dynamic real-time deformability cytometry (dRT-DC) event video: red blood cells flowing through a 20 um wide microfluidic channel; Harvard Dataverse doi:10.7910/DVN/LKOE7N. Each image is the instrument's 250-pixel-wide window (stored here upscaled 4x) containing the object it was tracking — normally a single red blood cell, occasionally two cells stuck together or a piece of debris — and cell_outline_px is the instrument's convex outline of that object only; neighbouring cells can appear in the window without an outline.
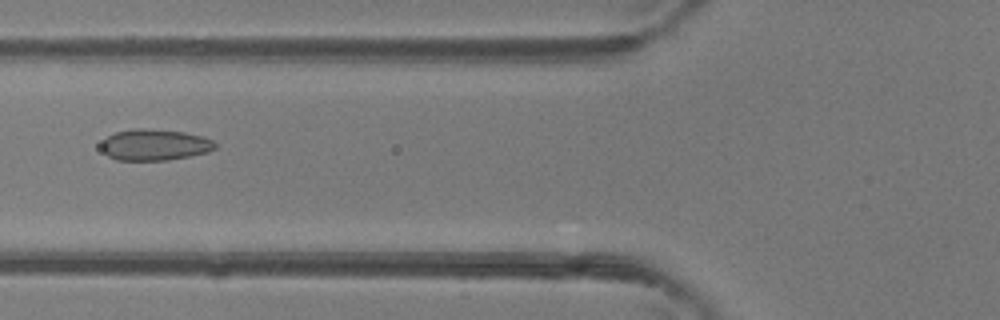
{"species": "common noctule bat (a hibernating species)", "species_latin": "Nyctalus noctula", "temperature_condition": "room temperature", "stored_images_in_passage": 39, "camera_frame_rate_fps": 3000, "um_per_image_px": 0.085, "animal": {"sex": "female"}, "frame": {"image": 1, "passage_image": 10, "time_ms": 3.0, "image_size_px": [1000, 320], "cell_outline_px": [[216, 148], [208, 152], [168, 160], [116, 160], [108, 156], [100, 148], [100, 144], [108, 136], [116, 132], [132, 128], [144, 128], [184, 132], [204, 136], [212, 140], [216, 144]], "centroid_in_image_um": [13.14, 12.3], "position_along_channel_um": 112.7, "area_um2": 20.81}}
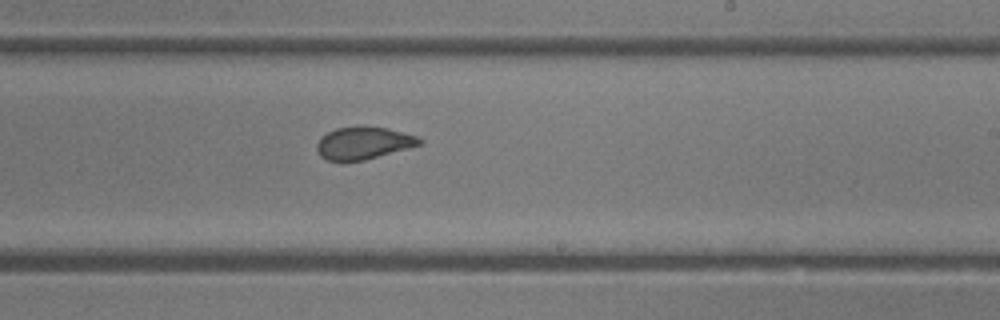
{"frame": {"image": 2, "passage_image": 20, "time_ms": 6.333, "image_size_px": [1000, 320], "cell_outline_px": [[424, 144], [364, 160], [324, 160], [320, 156], [316, 148], [316, 144], [320, 136], [336, 128], [388, 128], [416, 136], [424, 140]], "centroid_in_image_um": [30.9, 12.18], "position_along_channel_um": 258.1, "area_um2": 19.02}}
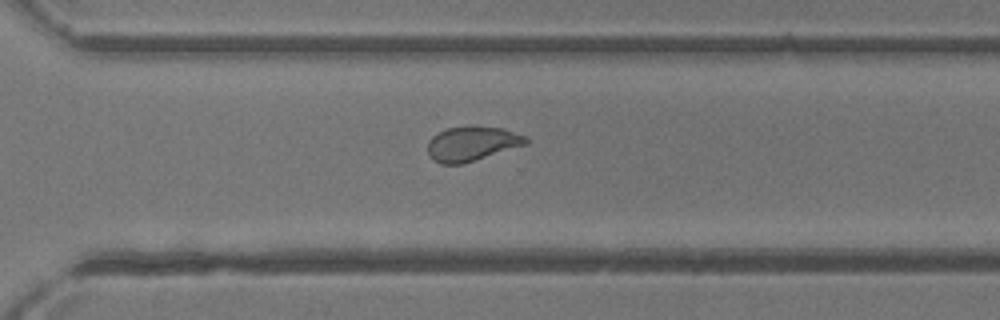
{"frame": {"image": 3, "passage_image": 25, "time_ms": 8.0, "image_size_px": [1000, 320], "cell_outline_px": [[528, 144], [464, 164], [440, 164], [432, 160], [428, 152], [428, 140], [432, 136], [448, 128], [472, 124], [504, 128], [524, 136], [528, 140]], "centroid_in_image_um": [40.11, 12.2], "position_along_channel_um": 330.5, "area_um2": 20.23}, "authors_computed_cell_mechanics": {"area_um2": 20.5768, "velocity_mm_per_s": 4.3589, "shape_relaxation_time_tau1_ms": 7.3623, "shape_relaxation_time_tau2_ms": 0.753, "deformation_change_tau1": 0.157, "deformation_change_tau2": 0.0568}}